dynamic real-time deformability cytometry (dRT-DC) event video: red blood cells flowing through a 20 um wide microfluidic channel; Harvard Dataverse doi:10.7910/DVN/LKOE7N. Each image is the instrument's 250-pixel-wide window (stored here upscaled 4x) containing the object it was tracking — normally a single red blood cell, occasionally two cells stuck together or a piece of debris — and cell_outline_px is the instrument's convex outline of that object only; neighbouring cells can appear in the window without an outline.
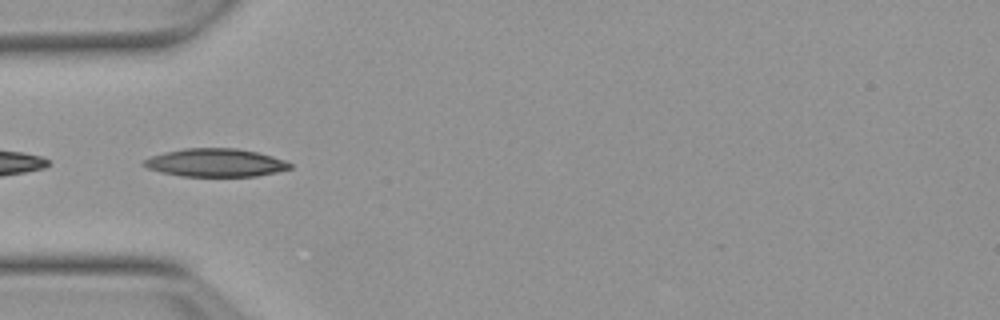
{"species": "Egyptian fruit bat (a non-hibernating species)", "species_latin": "Rousettus aegyptiacus", "temperature_condition": "warm", "stored_images_in_passage": 7, "camera_frame_rate_fps": 3000, "um_per_image_px": 0.085, "animal": {"sex": "female"}, "frame": {"image": 1, "passage_image": 4, "time_ms": 1.0, "image_size_px": [1000, 320], "cell_outline_px": [[292, 168], [276, 172], [256, 176], [180, 176], [160, 172], [148, 168], [140, 164], [144, 160], [152, 156], [164, 152], [184, 148], [236, 148], [256, 152], [272, 156], [284, 160], [292, 164]], "centroid_in_image_um": [18.3, 13.83], "position_along_channel_um": 66.7, "area_um2": 23.93}}